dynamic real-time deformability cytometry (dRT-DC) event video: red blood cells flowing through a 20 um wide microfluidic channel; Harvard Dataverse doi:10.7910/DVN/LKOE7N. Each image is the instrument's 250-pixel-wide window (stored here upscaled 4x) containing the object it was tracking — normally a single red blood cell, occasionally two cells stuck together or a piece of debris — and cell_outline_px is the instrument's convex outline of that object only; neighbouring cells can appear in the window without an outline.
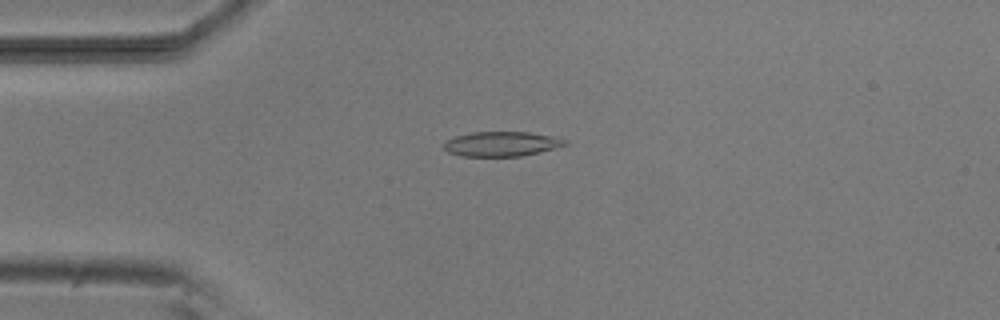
{"species": "common noctule bat (a hibernating species)", "species_latin": "Nyctalus noctula", "temperature_condition": "room temperature", "stored_images_in_passage": 3, "camera_frame_rate_fps": 3000, "um_per_image_px": 0.085, "animal": {"sex": "male", "body_mass_g": 20.5, "forearm_length_mm": 52.5}, "frame": {"image": 1, "passage_image": 1, "time_ms": 0.0, "image_size_px": [1000, 320], "cell_outline_px": [[568, 144], [520, 156], [460, 156], [448, 152], [444, 148], [444, 144], [448, 140], [456, 136], [472, 132], [528, 132], [556, 136], [568, 140]], "centroid_in_image_um": [42.64, 12.22], "position_along_channel_um": 42.4, "area_um2": 17.28}}
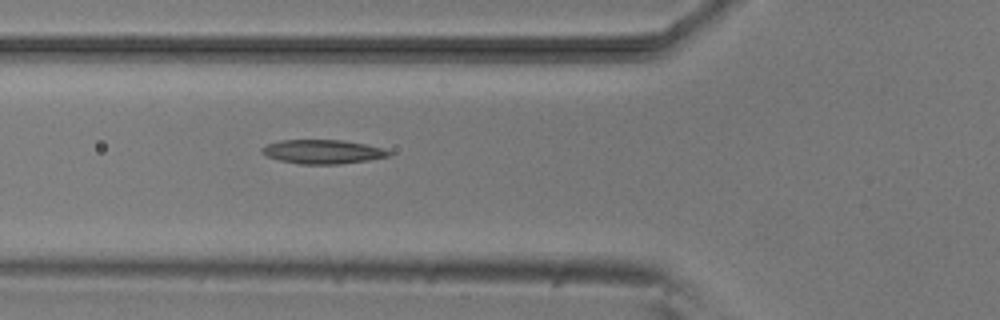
{"frame": {"image": 2, "passage_image": 3, "time_ms": 2.0, "image_size_px": [1000, 320], "cell_outline_px": [[392, 156], [368, 160], [340, 164], [300, 164], [280, 160], [268, 156], [260, 152], [260, 148], [268, 144], [280, 140], [344, 140], [384, 148], [392, 152]], "centroid_in_image_um": [27.46, 12.89], "position_along_channel_um": 98.3, "area_um2": 17.8}}